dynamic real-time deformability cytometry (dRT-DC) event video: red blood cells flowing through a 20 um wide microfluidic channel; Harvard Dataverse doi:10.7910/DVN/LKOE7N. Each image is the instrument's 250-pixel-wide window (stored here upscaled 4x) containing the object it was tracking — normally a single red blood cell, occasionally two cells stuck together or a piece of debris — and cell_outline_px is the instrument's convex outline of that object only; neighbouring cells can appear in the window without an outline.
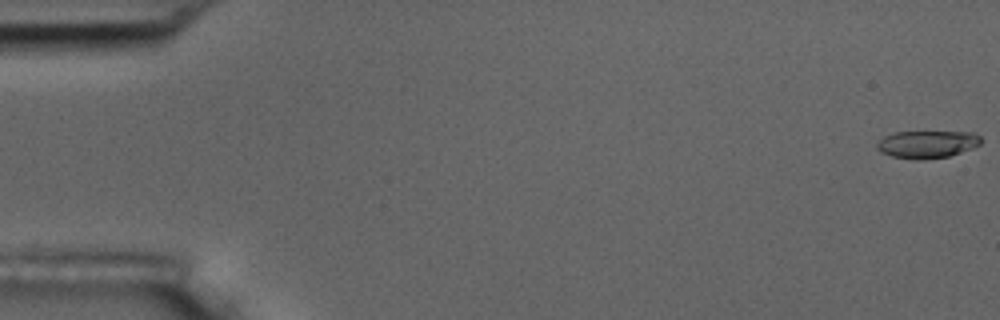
{"species": "common noctule bat (a hibernating species)", "species_latin": "Nyctalus noctula", "temperature_condition": "room temperature", "stored_images_in_passage": 57, "camera_frame_rate_fps": 3000, "um_per_image_px": 0.085, "animal": {"sex": "male", "body_mass_g": 17.5, "forearm_length_mm": 52.3}, "frame": {"image": 1, "passage_image": 1, "time_ms": 0.0, "image_size_px": [1000, 320], "cell_outline_px": [[980, 144], [972, 148], [948, 156], [924, 160], [912, 160], [892, 156], [880, 152], [876, 148], [876, 144], [884, 136], [896, 132], [972, 132], [980, 136]], "centroid_in_image_um": [78.77, 12.27], "position_along_channel_um": 6.2, "area_um2": 16.65}}
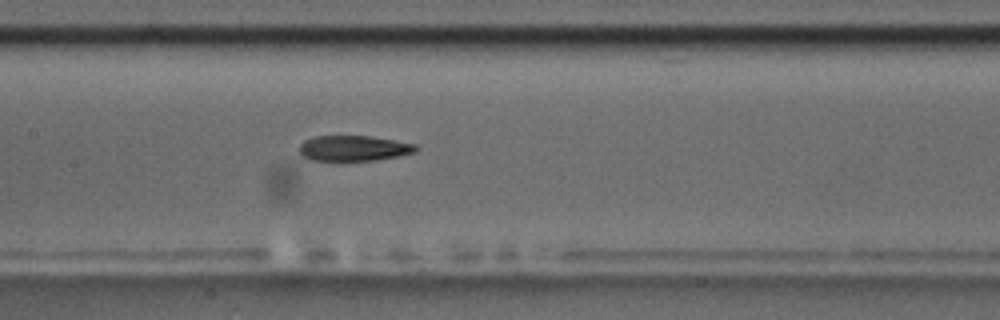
{"frame": {"image": 2, "passage_image": 28, "time_ms": 9.0, "image_size_px": [1000, 320], "cell_outline_px": [[420, 148], [416, 152], [376, 160], [312, 160], [300, 156], [300, 144], [304, 140], [316, 136], [372, 136], [396, 140], [416, 144]], "centroid_in_image_um": [30.09, 12.59], "position_along_channel_um": 177.3, "area_um2": 17.34}}
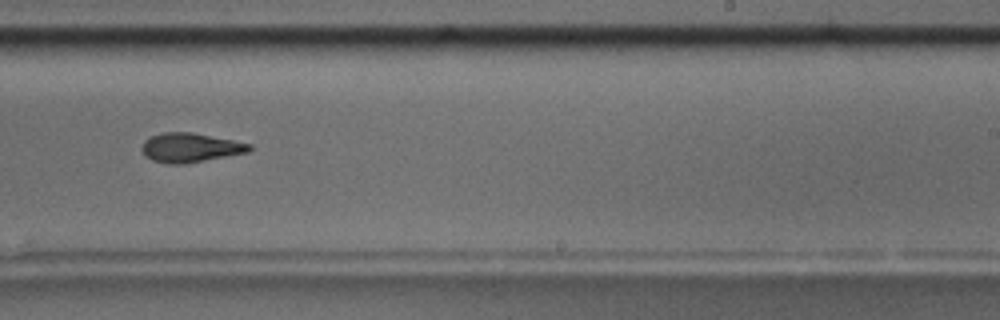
{"frame": {"image": 3, "passage_image": 36, "time_ms": 11.667, "image_size_px": [1000, 320], "cell_outline_px": [[252, 148], [248, 152], [184, 164], [168, 164], [152, 160], [144, 156], [140, 148], [144, 140], [148, 136], [160, 132], [192, 132], [252, 144]], "centroid_in_image_um": [16.1, 12.54], "position_along_channel_um": 272.9, "area_um2": 18.5}, "authors_computed_cell_mechanics": {"area_um2": 18.0914, "velocity_mm_per_s": 3.5944, "shape_relaxation_time_tau1_ms": 5.1231, "shape_relaxation_time_tau2_ms": 8.0709, "deformation_change_tau1": 0.1482, "deformation_change_tau2": 0.1832}}